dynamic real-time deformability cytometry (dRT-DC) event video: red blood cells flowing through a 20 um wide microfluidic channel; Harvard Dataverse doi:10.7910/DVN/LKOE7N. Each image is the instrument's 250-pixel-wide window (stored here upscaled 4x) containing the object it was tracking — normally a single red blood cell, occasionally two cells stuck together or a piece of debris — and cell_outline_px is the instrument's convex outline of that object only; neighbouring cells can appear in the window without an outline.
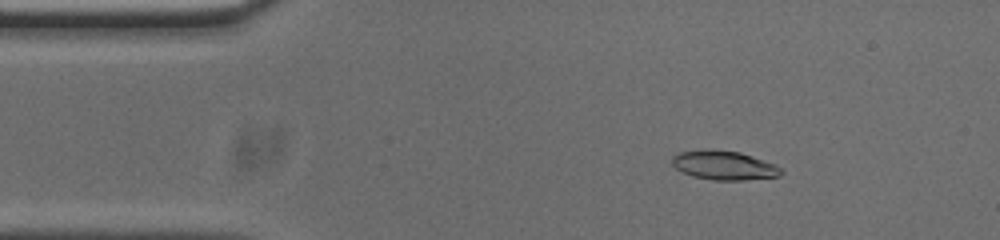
{"species": "common noctule bat (a hibernating species)", "species_latin": "Nyctalus noctula", "temperature_condition": "cold", "stored_images_in_passage": 53, "camera_frame_rate_fps": 3000, "um_per_image_px": 0.085, "animal": {"sex": "male", "body_mass_g": 20.0, "forearm_length_mm": 53.3}, "frame": {"image": 1, "passage_image": 7, "time_ms": 2.0, "image_size_px": [1000, 240], "cell_outline_px": [[784, 172], [780, 176], [744, 180], [712, 180], [692, 176], [680, 172], [672, 164], [672, 156], [680, 152], [708, 148], [740, 152], [776, 164]], "centroid_in_image_um": [61.53, 14.05], "position_along_channel_um": 23.5, "area_um2": 18.73}}
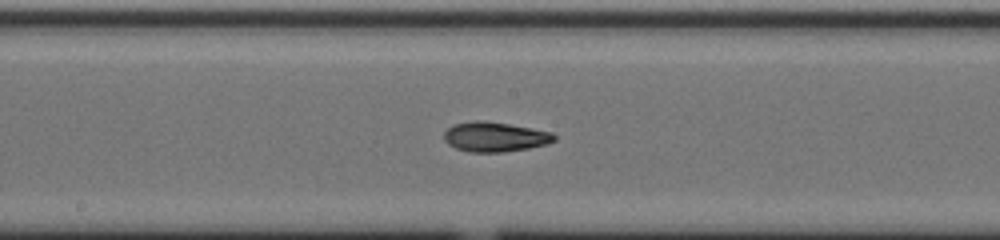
{"frame": {"image": 2, "passage_image": 26, "time_ms": 8.333, "image_size_px": [1000, 240], "cell_outline_px": [[556, 140], [548, 144], [528, 148], [504, 152], [468, 152], [456, 148], [448, 144], [444, 140], [444, 132], [452, 124], [476, 120], [484, 120], [532, 128], [552, 132], [556, 136]], "centroid_in_image_um": [42.06, 11.63], "position_along_channel_um": 206.1, "area_um2": 19.25}}
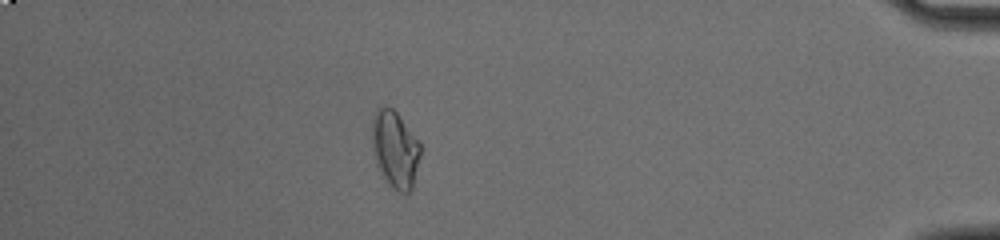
{"frame": {"image": 3, "passage_image": 46, "time_ms": 15.0, "image_size_px": [1000, 240], "cell_outline_px": [[420, 156], [412, 188], [404, 196], [392, 188], [380, 176], [376, 164], [372, 148], [372, 116], [376, 108], [384, 104], [392, 108], [396, 112], [420, 140]], "centroid_in_image_um": [33.56, 12.69], "position_along_channel_um": 401.6, "area_um2": 22.37}, "authors_computed_cell_mechanics": {"area_um2": 18.9006, "velocity_mm_per_s": 3.7442, "shape_relaxation_time_tau1_ms": 7.7182, "shape_relaxation_time_tau2_ms": 3.7543, "deformation_change_tau1": 0.2167, "deformation_change_tau2": 0.1017}}